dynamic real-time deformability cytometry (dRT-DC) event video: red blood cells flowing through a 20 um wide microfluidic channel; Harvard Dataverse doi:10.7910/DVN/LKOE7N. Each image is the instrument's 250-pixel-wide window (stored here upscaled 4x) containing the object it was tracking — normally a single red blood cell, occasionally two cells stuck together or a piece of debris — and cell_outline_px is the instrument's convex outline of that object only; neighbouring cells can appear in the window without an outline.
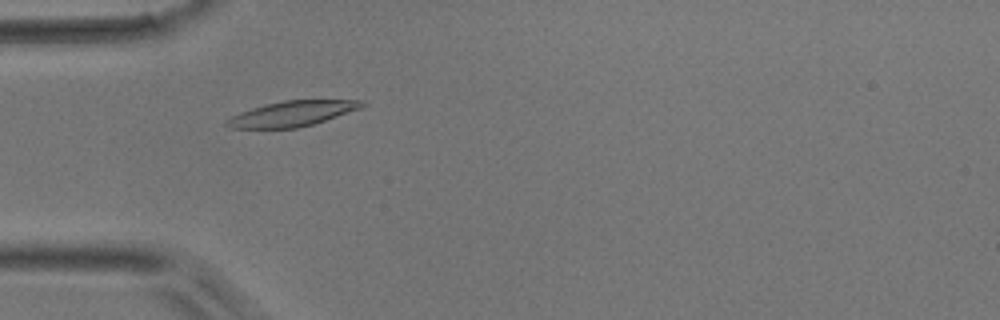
{"species": "common noctule bat (a hibernating species)", "species_latin": "Nyctalus noctula", "temperature_condition": "room temperature", "stored_images_in_passage": 38, "camera_frame_rate_fps": 3000, "um_per_image_px": 0.085, "animal": {"sex": "male", "body_mass_g": 17.9}, "frame": {"image": 1, "passage_image": 4, "time_ms": 1.0, "image_size_px": [1000, 320], "cell_outline_px": [[368, 104], [360, 108], [312, 124], [296, 128], [228, 128], [224, 124], [224, 120], [240, 112], [252, 108], [284, 100], [364, 100]], "centroid_in_image_um": [24.8, 9.66], "position_along_channel_um": 60.2, "area_um2": 19.71}}
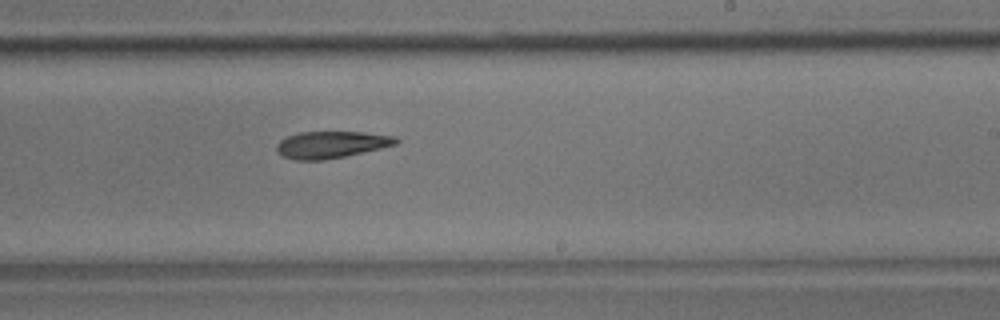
{"frame": {"image": 2, "passage_image": 19, "time_ms": 6.0, "image_size_px": [1000, 320], "cell_outline_px": [[400, 140], [396, 144], [380, 148], [344, 156], [324, 160], [296, 160], [284, 156], [276, 148], [276, 144], [280, 140], [288, 136], [300, 132], [364, 132], [396, 136]], "centroid_in_image_um": [28.17, 12.28], "position_along_channel_um": 260.8, "area_um2": 18.5}}
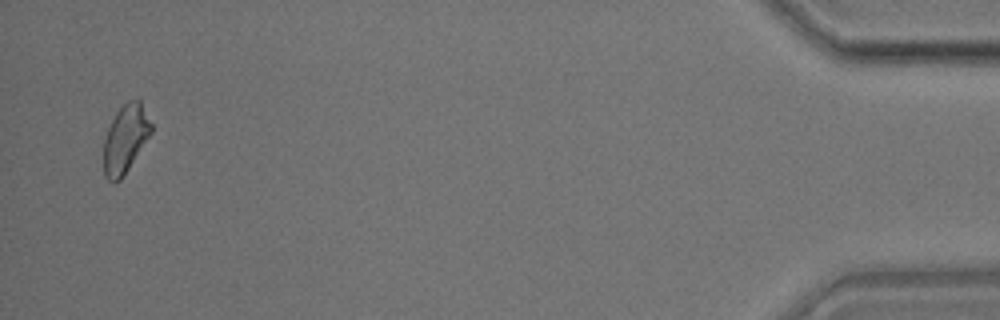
{"frame": {"image": 3, "passage_image": 37, "time_ms": 12.0, "image_size_px": [1000, 320], "cell_outline_px": [[152, 132], [120, 180], [116, 184], [112, 184], [104, 176], [104, 136], [116, 112], [128, 100], [140, 100], [152, 124]], "centroid_in_image_um": [10.64, 11.82], "position_along_channel_um": 424.6, "area_um2": 18.73}}